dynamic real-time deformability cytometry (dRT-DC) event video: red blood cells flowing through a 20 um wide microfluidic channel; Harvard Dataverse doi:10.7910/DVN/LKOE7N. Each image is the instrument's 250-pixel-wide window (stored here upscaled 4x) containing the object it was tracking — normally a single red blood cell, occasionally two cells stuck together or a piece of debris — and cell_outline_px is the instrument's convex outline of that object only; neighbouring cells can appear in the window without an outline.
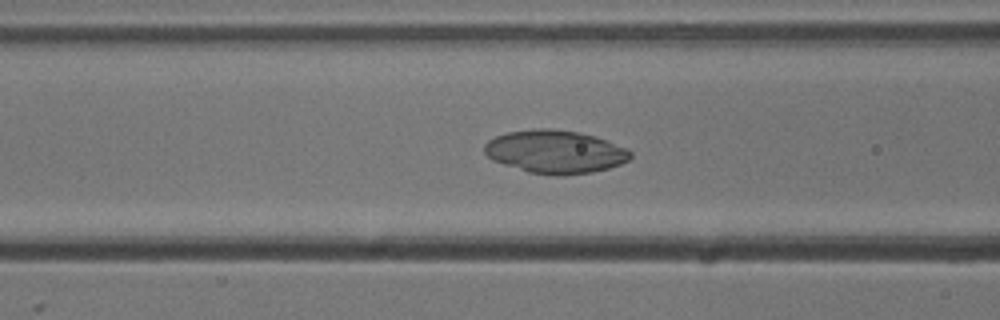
{"species": "common noctule bat (a hibernating species)", "species_latin": "Nyctalus noctula", "temperature_condition": "cold", "stored_images_in_passage": 51, "camera_frame_rate_fps": 3000, "um_per_image_px": 0.085, "animal": {"sex": "male", "body_mass_g": 13.3}, "frame": {"image": 1, "passage_image": 18, "time_ms": 5.667, "image_size_px": [1000, 320], "cell_outline_px": [[632, 156], [628, 160], [620, 164], [608, 168], [592, 172], [564, 176], [556, 176], [528, 172], [492, 160], [484, 152], [484, 144], [488, 140], [496, 136], [508, 132], [536, 128], [552, 128], [580, 132], [596, 136], [628, 148], [632, 152]], "centroid_in_image_um": [47.21, 12.89], "position_along_channel_um": 119.4, "area_um2": 36.99}}
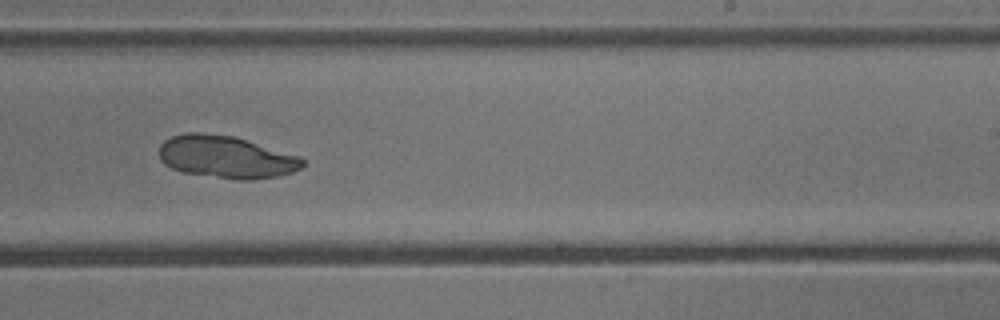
{"frame": {"image": 2, "passage_image": 30, "time_ms": 9.667, "image_size_px": [1000, 320], "cell_outline_px": [[304, 168], [292, 172], [276, 176], [252, 180], [240, 180], [184, 172], [172, 168], [164, 164], [160, 160], [160, 144], [164, 140], [172, 136], [188, 132], [200, 132], [236, 136], [300, 156], [304, 160]], "centroid_in_image_um": [19.24, 13.33], "position_along_channel_um": 269.8, "area_um2": 35.6}}
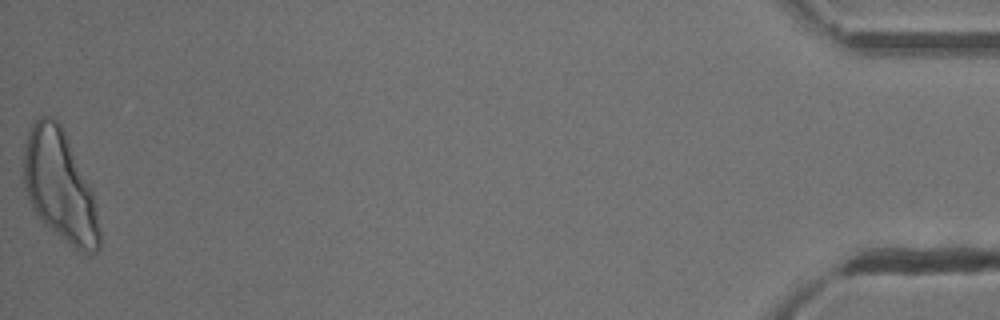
{"frame": {"image": 3, "passage_image": 51, "time_ms": 16.667, "image_size_px": [1000, 320], "cell_outline_px": [[100, 248], [96, 252], [88, 256], [76, 252], [44, 224], [36, 216], [28, 200], [24, 188], [24, 144], [28, 132], [32, 124], [40, 116], [48, 116], [56, 120], [64, 128], [92, 188], [96, 204], [100, 228]], "centroid_in_image_um": [5.11, 15.88], "position_along_channel_um": 430.1, "area_um2": 50.11}}